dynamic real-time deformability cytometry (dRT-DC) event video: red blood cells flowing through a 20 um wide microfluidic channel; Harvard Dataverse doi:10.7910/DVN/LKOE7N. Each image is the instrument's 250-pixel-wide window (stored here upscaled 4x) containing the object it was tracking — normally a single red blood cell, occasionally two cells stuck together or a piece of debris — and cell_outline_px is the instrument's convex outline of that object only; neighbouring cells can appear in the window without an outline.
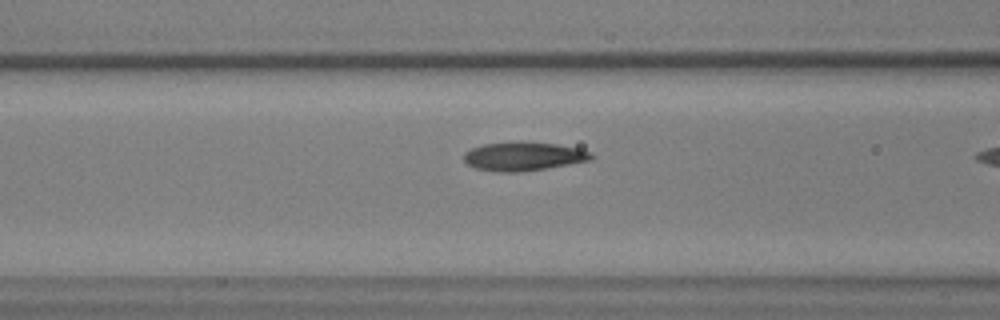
{"species": "common noctule bat (a hibernating species)", "species_latin": "Nyctalus noctula", "temperature_condition": "warm", "stored_images_in_passage": 6, "camera_frame_rate_fps": 3000, "um_per_image_px": 0.085, "animal": {"sex": "male", "body_mass_g": 17.9, "forearm_length_mm": 54.2}, "frame": {"image": 1, "passage_image": 5, "time_ms": 1.333, "image_size_px": [1000, 320], "cell_outline_px": [[596, 156], [592, 160], [520, 172], [496, 172], [476, 168], [468, 164], [464, 160], [464, 152], [472, 148], [484, 144], [520, 140], [556, 144], [580, 148], [592, 152]], "centroid_in_image_um": [44.52, 13.27], "position_along_channel_um": 122.1, "area_um2": 21.62}}